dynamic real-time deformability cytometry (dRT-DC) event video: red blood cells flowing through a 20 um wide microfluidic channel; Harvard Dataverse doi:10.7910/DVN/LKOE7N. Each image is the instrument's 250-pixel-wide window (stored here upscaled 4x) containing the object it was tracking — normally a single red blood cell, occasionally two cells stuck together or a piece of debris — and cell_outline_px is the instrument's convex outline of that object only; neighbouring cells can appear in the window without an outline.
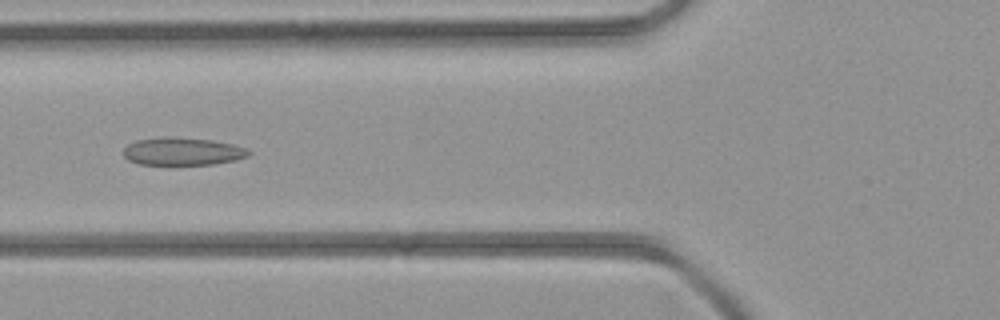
{"species": "common noctule bat (a hibernating species)", "species_latin": "Nyctalus noctula", "temperature_condition": "room temperature", "stored_images_in_passage": 44, "camera_frame_rate_fps": 3000, "um_per_image_px": 0.085, "animal": {"sex": "female", "body_mass_g": 21.9}, "frame": {"image": 1, "passage_image": 17, "time_ms": 5.333, "image_size_px": [1000, 320], "cell_outline_px": [[252, 152], [248, 156], [236, 160], [212, 164], [140, 164], [128, 160], [124, 156], [124, 148], [128, 144], [136, 140], [164, 136], [172, 136], [212, 140], [232, 144], [248, 148]], "centroid_in_image_um": [15.53, 12.85], "position_along_channel_um": 110.3, "area_um2": 20.35}}
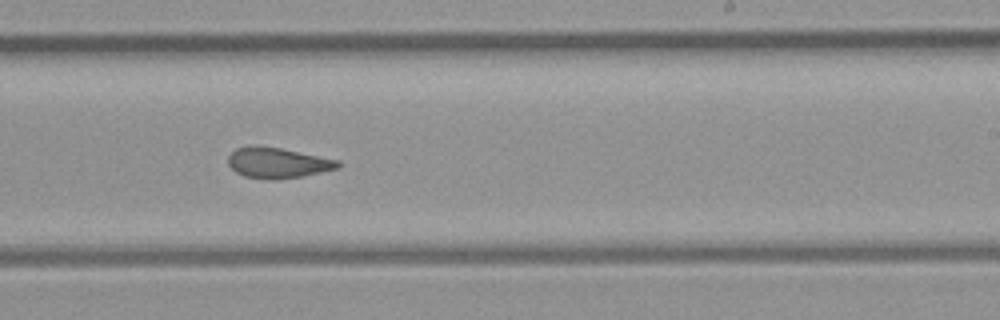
{"frame": {"image": 2, "passage_image": 27, "time_ms": 8.667, "image_size_px": [1000, 320], "cell_outline_px": [[340, 168], [304, 176], [276, 180], [272, 180], [244, 176], [236, 172], [228, 164], [228, 156], [236, 148], [248, 144], [256, 144], [280, 148], [340, 160]], "centroid_in_image_um": [23.59, 13.83], "position_along_channel_um": 265.4, "area_um2": 19.88}}
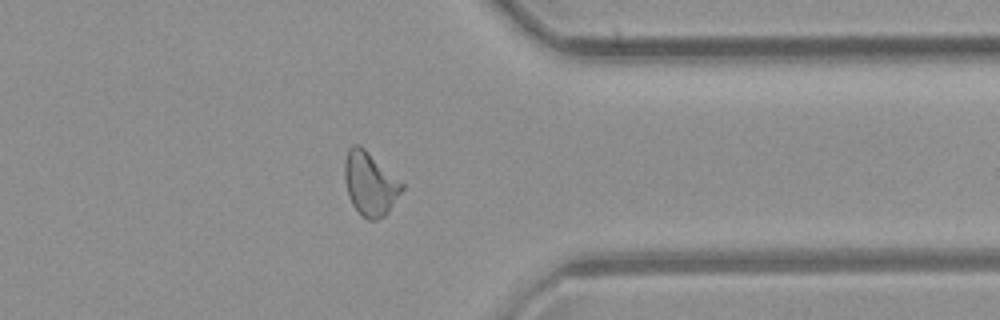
{"frame": {"image": 3, "passage_image": 35, "time_ms": 11.333, "image_size_px": [1000, 320], "cell_outline_px": [[404, 188], [388, 212], [384, 216], [376, 220], [368, 220], [352, 204], [348, 196], [344, 180], [344, 160], [348, 148], [352, 144], [360, 144], [404, 184]], "centroid_in_image_um": [31.43, 15.59], "position_along_channel_um": 380.0, "area_um2": 21.21}}